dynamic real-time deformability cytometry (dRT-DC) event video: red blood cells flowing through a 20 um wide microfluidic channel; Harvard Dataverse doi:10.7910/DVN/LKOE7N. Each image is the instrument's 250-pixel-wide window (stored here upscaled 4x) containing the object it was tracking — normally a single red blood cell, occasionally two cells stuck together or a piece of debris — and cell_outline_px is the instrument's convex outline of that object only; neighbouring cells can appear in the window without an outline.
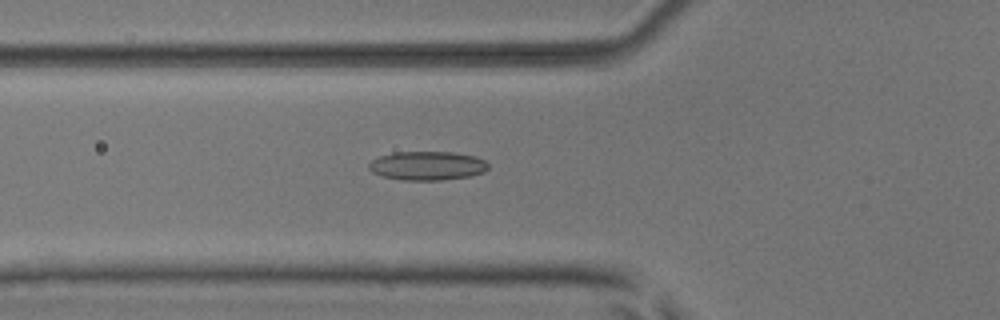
{"species": "common noctule bat (a hibernating species)", "species_latin": "Nyctalus noctula", "temperature_condition": "room temperature", "stored_images_in_passage": 53, "camera_frame_rate_fps": 3000, "um_per_image_px": 0.085, "animal": {"sex": "male", "body_mass_g": 17.9, "forearm_length_mm": 54.2}, "frame": {"image": 1, "passage_image": 20, "time_ms": 6.333, "image_size_px": [1000, 320], "cell_outline_px": [[488, 168], [484, 172], [468, 176], [440, 180], [400, 180], [380, 176], [372, 172], [368, 168], [368, 164], [372, 160], [380, 156], [392, 152], [452, 152], [476, 156], [484, 160], [488, 164]], "centroid_in_image_um": [36.29, 14.08], "position_along_channel_um": 89.5, "area_um2": 20.17}}
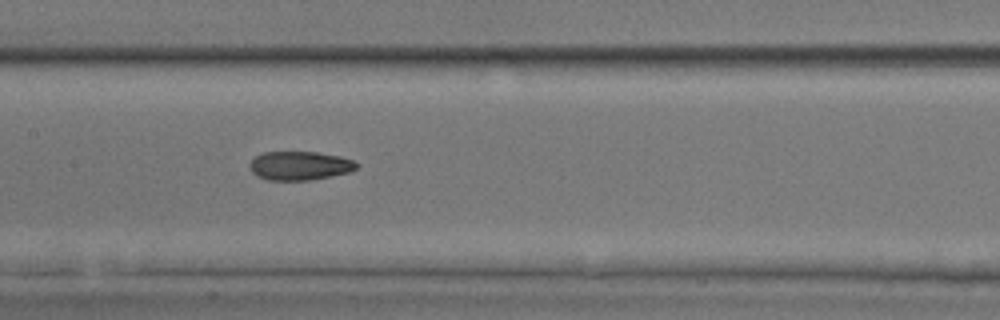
{"frame": {"image": 2, "passage_image": 27, "time_ms": 8.667, "image_size_px": [1000, 320], "cell_outline_px": [[360, 164], [356, 168], [348, 172], [308, 180], [268, 180], [252, 172], [248, 164], [256, 156], [264, 152], [316, 152], [340, 156], [352, 160]], "centroid_in_image_um": [25.47, 14.07], "position_along_channel_um": 181.9, "area_um2": 17.69}}
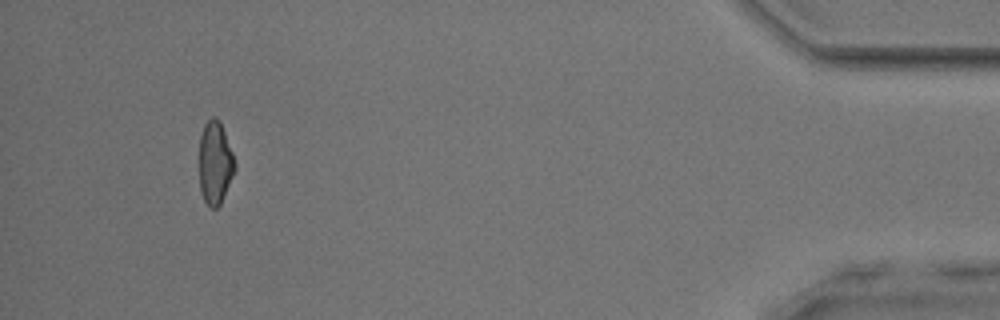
{"frame": {"image": 3, "passage_image": 50, "time_ms": 16.333, "image_size_px": [1000, 320], "cell_outline_px": [[236, 168], [224, 196], [220, 204], [216, 208], [212, 208], [204, 200], [200, 192], [200, 136], [204, 124], [212, 116], [216, 116], [220, 120], [232, 152], [236, 164]], "centroid_in_image_um": [18.29, 13.82], "position_along_channel_um": 416.9, "area_um2": 17.17}, "authors_computed_cell_mechanics": {"area_um2": 18.3804, "velocity_mm_per_s": 3.9491, "shape_relaxation_time_tau1_ms": null, "shape_relaxation_time_tau2_ms": 3.0124, "deformation_change_tau1": null, "deformation_change_tau2": 0.0967}}